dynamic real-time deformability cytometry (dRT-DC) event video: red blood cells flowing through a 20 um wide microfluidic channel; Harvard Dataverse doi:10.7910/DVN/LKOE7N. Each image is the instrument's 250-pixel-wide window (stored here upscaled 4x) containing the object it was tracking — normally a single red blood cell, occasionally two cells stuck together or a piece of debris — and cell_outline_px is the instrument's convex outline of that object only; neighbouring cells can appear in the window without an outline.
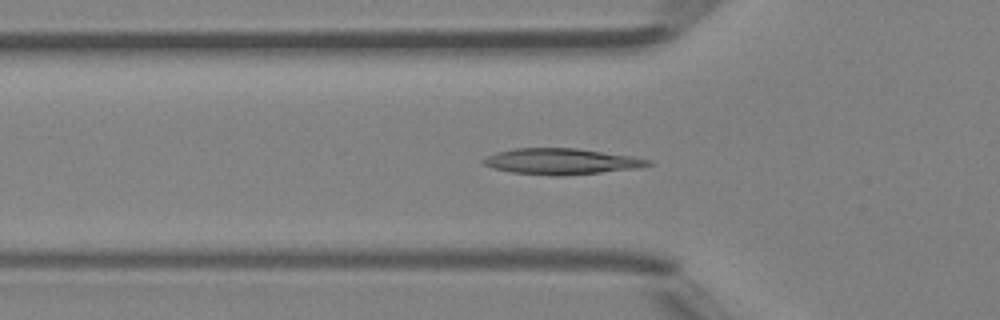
{"species": "Egyptian fruit bat (a non-hibernating species)", "species_latin": "Rousettus aegyptiacus", "temperature_condition": "room temperature", "stored_images_in_passage": 48, "camera_frame_rate_fps": 3000, "um_per_image_px": 0.085, "animal": {"sex": "female"}, "frame": {"image": 1, "passage_image": 16, "time_ms": 5.0, "image_size_px": [1000, 320], "cell_outline_px": [[656, 164], [640, 168], [560, 176], [552, 176], [512, 172], [492, 168], [484, 164], [480, 160], [496, 152], [516, 148], [576, 148], [636, 156], [652, 160]], "centroid_in_image_um": [47.79, 13.72], "position_along_channel_um": 78.0, "area_um2": 25.2}}
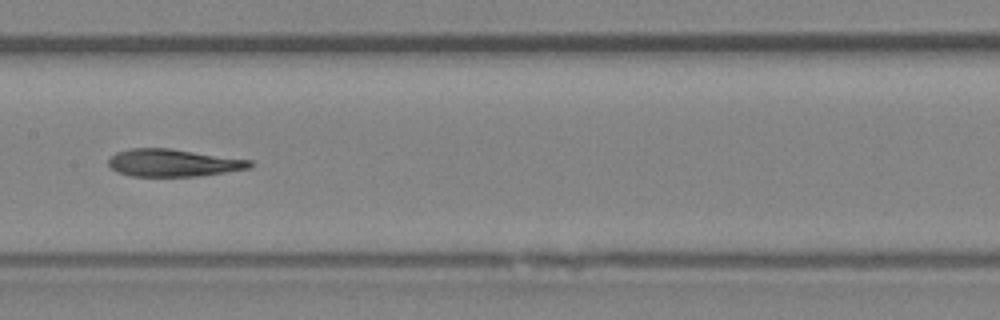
{"frame": {"image": 2, "passage_image": 24, "time_ms": 7.667, "image_size_px": [1000, 320], "cell_outline_px": [[252, 164], [248, 168], [224, 172], [196, 176], [132, 176], [116, 172], [108, 164], [108, 160], [116, 152], [128, 148], [168, 148], [252, 160]], "centroid_in_image_um": [14.67, 13.83], "position_along_channel_um": 192.7, "area_um2": 22.43}}
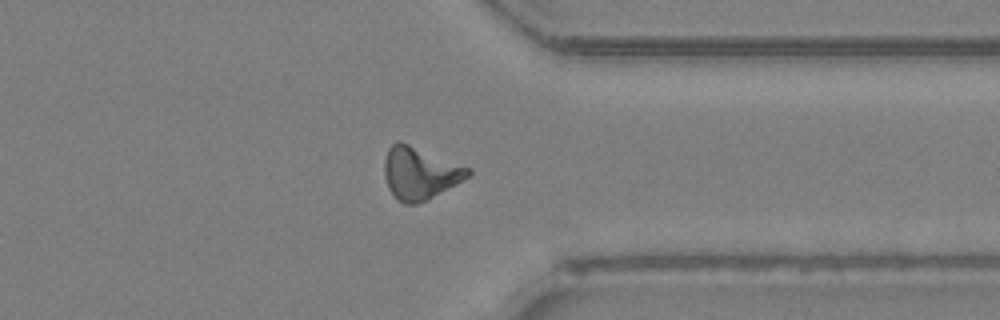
{"frame": {"image": 3, "passage_image": 37, "time_ms": 12.0, "image_size_px": [1000, 320], "cell_outline_px": [[472, 172], [468, 176], [432, 196], [416, 204], [404, 204], [388, 188], [384, 176], [384, 160], [388, 148], [392, 144], [408, 144], [472, 168]], "centroid_in_image_um": [35.67, 14.71], "position_along_channel_um": 375.7, "area_um2": 24.68}, "authors_computed_cell_mechanics": {"area_um2": 23.6113, "velocity_mm_per_s": 4.3102, "shape_relaxation_time_tau1_ms": 6.0123, "shape_relaxation_time_tau2_ms": 4.0092, "deformation_change_tau1": 0.1659, "deformation_change_tau2": 0.1281}}